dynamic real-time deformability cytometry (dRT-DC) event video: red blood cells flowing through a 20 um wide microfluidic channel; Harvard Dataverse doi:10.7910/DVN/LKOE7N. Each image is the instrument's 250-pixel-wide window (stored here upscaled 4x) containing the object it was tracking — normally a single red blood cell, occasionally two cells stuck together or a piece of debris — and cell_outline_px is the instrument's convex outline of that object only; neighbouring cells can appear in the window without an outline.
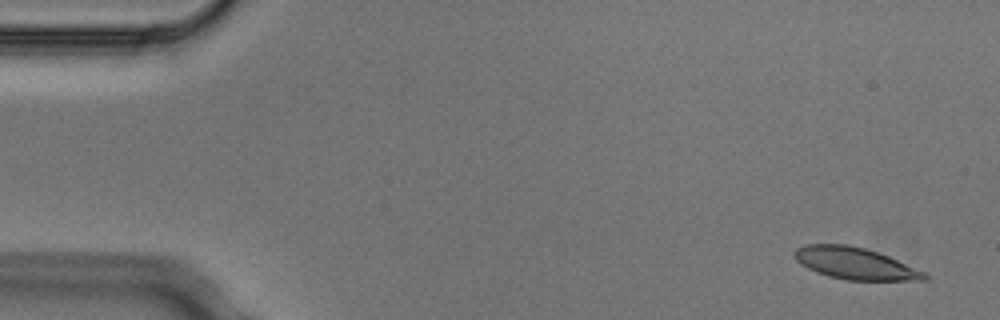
{"species": "Egyptian fruit bat (a non-hibernating species)", "species_latin": "Rousettus aegyptiacus", "temperature_condition": "cold", "stored_images_in_passage": 4, "camera_frame_rate_fps": 3000, "um_per_image_px": 0.085, "animal": {"sex": "male"}, "frame": {"image": 1, "passage_image": 1, "time_ms": 0.0, "image_size_px": [1000, 320], "cell_outline_px": [[928, 280], [848, 280], [828, 276], [816, 272], [800, 264], [796, 260], [792, 252], [796, 248], [804, 244], [848, 244], [864, 248], [888, 256], [924, 272], [928, 276]], "centroid_in_image_um": [72.62, 22.38], "position_along_channel_um": 12.4, "area_um2": 23.99}}
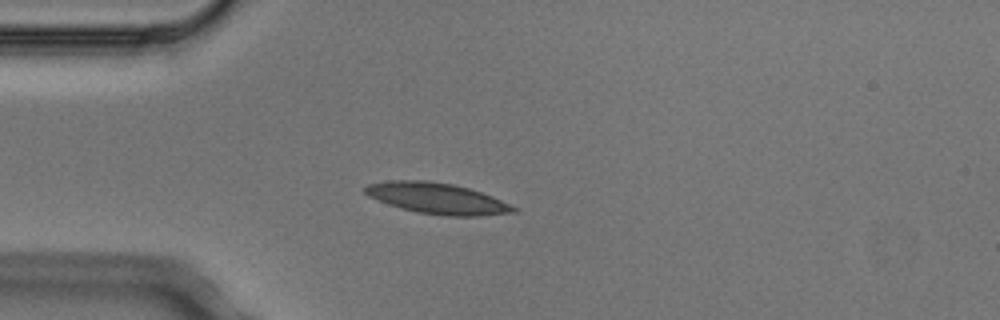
{"frame": {"image": 2, "passage_image": 4, "time_ms": 1.0, "image_size_px": [1000, 320], "cell_outline_px": [[520, 208], [516, 212], [480, 216], [448, 216], [416, 212], [400, 208], [388, 204], [368, 196], [364, 192], [364, 188], [368, 184], [392, 180], [428, 180], [452, 184], [468, 188], [492, 196]], "centroid_in_image_um": [37.18, 16.87], "position_along_channel_um": 47.8, "area_um2": 26.82}}